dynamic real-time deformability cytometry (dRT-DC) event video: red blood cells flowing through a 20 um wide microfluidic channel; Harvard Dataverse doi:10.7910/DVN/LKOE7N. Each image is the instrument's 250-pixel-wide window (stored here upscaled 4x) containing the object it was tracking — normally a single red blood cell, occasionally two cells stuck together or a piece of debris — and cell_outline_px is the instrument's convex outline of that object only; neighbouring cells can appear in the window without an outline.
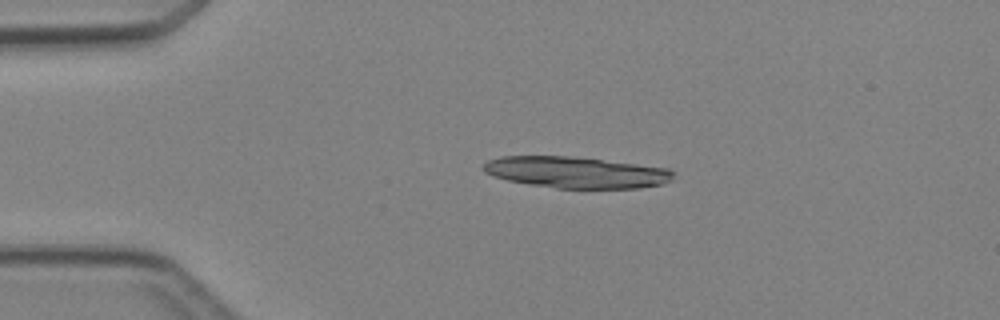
{"species": "Egyptian fruit bat (a non-hibernating species)", "species_latin": "Rousettus aegyptiacus", "temperature_condition": "cold", "stored_images_in_passage": 3, "camera_frame_rate_fps": 3000, "um_per_image_px": 0.085, "animal": {"sex": "female"}, "frame": {"image": 1, "passage_image": 2, "time_ms": 1.333, "image_size_px": [1000, 320], "cell_outline_px": [[676, 172], [672, 180], [660, 184], [636, 188], [556, 188], [528, 184], [508, 180], [484, 172], [480, 168], [480, 164], [488, 160], [500, 156], [572, 156], [668, 168]], "centroid_in_image_um": [48.93, 14.64], "position_along_channel_um": 36.1, "area_um2": 34.74}}